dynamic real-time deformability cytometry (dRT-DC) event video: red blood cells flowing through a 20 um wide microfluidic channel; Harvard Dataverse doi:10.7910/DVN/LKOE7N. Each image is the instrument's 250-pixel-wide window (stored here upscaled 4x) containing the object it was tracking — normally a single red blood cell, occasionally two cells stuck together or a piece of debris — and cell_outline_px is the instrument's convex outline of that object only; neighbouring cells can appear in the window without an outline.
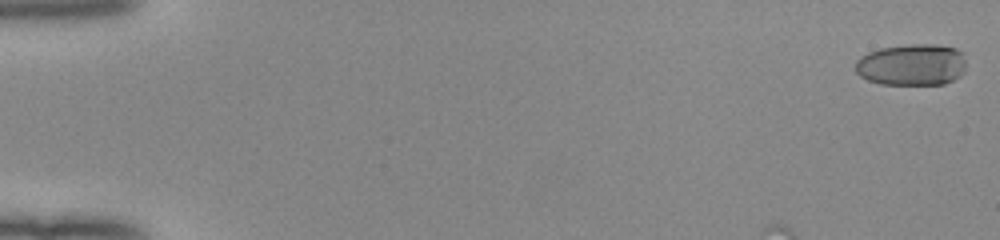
{"species": "human", "species_latin": "Homo sapiens", "temperature_condition": "room temperature", "stored_images_in_passage": 17, "camera_frame_rate_fps": 3000, "um_per_image_px": 0.085, "donor": {"sex": "female"}, "frame": {"image": 1, "passage_image": 1, "time_ms": 0.0, "image_size_px": [1000, 240], "cell_outline_px": [[964, 72], [960, 76], [944, 84], [880, 84], [868, 80], [860, 76], [856, 72], [856, 60], [860, 56], [868, 52], [880, 48], [908, 44], [936, 44], [956, 48], [964, 52]], "centroid_in_image_um": [77.5, 5.49], "position_along_channel_um": 7.5, "area_um2": 27.11}}
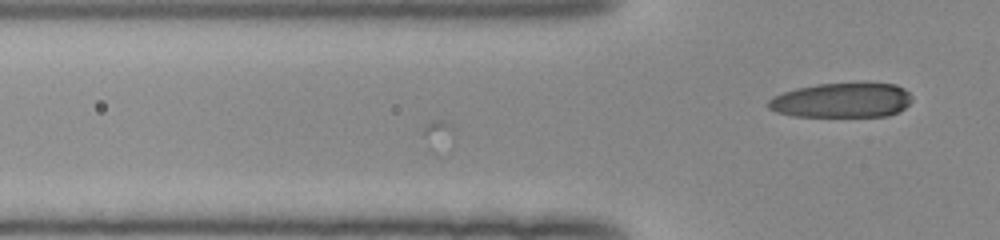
{"frame": {"image": 2, "passage_image": 17, "time_ms": 5.333, "image_size_px": [1000, 240], "cell_outline_px": [[912, 100], [900, 112], [888, 116], [792, 116], [776, 112], [768, 108], [768, 100], [772, 96], [796, 88], [816, 84], [868, 80], [896, 84], [904, 88], [912, 96]], "centroid_in_image_um": [71.61, 8.48], "position_along_channel_um": 54.2, "area_um2": 30.17}}